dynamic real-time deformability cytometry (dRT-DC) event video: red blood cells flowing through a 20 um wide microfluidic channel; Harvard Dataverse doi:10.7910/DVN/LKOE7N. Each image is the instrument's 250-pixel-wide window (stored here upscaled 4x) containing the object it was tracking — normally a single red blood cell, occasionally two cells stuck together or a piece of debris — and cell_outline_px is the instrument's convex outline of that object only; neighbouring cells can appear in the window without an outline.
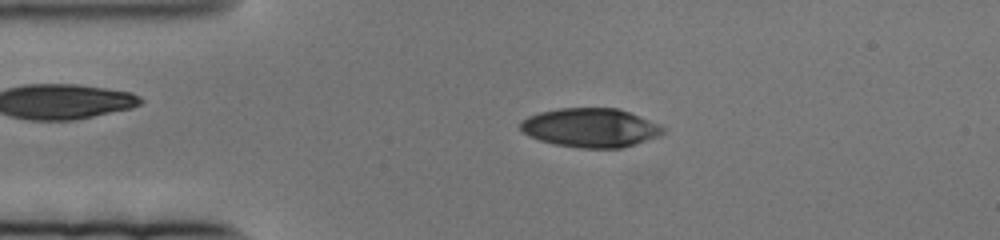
{"species": "human", "species_latin": "Homo sapiens", "temperature_condition": "cold", "stored_images_in_passage": 80, "camera_frame_rate_fps": 3000, "um_per_image_px": 0.085, "donor": {"sex": "female"}, "frame": {"image": 1, "passage_image": 15, "time_ms": 4.667, "image_size_px": [1000, 240], "cell_outline_px": [[664, 132], [656, 136], [620, 148], [580, 148], [556, 144], [540, 140], [528, 136], [520, 128], [520, 120], [528, 116], [540, 112], [560, 108], [616, 108], [628, 112], [660, 124], [664, 128]], "centroid_in_image_um": [50.14, 10.85], "position_along_channel_um": 34.9, "area_um2": 32.02}}
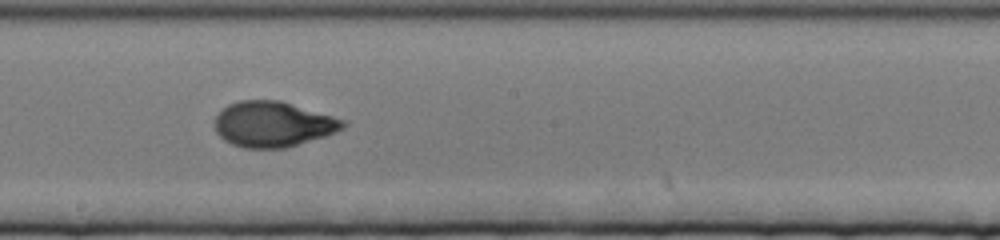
{"frame": {"image": 2, "passage_image": 42, "time_ms": 13.667, "image_size_px": [1000, 240], "cell_outline_px": [[348, 124], [344, 128], [324, 136], [284, 148], [244, 148], [232, 144], [224, 140], [216, 132], [216, 116], [228, 104], [240, 100], [280, 100], [348, 120]], "centroid_in_image_um": [23.23, 10.55], "position_along_channel_um": 225.0, "area_um2": 33.93}}
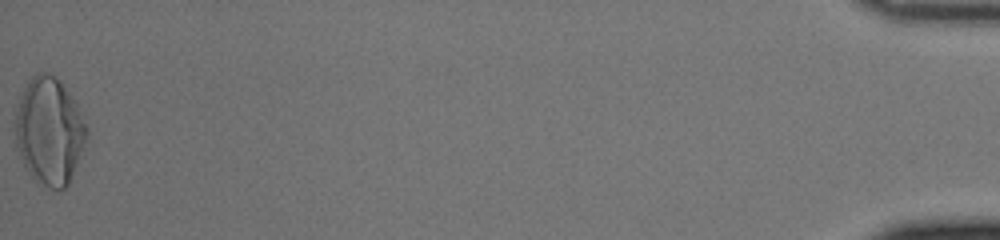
{"frame": {"image": 3, "passage_image": 80, "time_ms": 26.333, "image_size_px": [1000, 240], "cell_outline_px": [[88, 132], [84, 144], [68, 184], [64, 188], [56, 192], [48, 188], [36, 180], [32, 176], [24, 164], [16, 148], [16, 112], [24, 88], [32, 76], [36, 72], [44, 72], [60, 80], [76, 104], [88, 128]], "centroid_in_image_um": [4.19, 11.15], "position_along_channel_um": 431.0, "area_um2": 43.93}}